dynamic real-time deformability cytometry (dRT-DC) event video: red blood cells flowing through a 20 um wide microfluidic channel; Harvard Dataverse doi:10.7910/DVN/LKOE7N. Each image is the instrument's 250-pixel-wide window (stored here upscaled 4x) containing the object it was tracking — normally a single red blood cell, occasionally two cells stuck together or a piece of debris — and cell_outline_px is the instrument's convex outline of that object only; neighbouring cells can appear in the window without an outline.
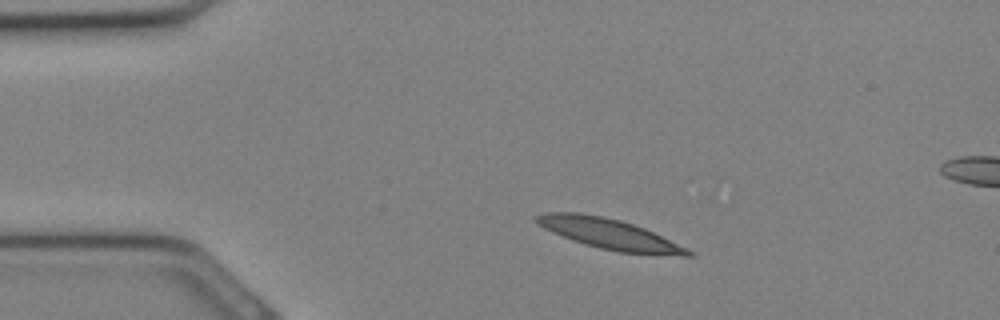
{"species": "Egyptian fruit bat (a non-hibernating species)", "species_latin": "Rousettus aegyptiacus", "temperature_condition": "cold", "stored_images_in_passage": 7, "camera_frame_rate_fps": 3000, "um_per_image_px": 0.085, "animal": {"sex": "female"}, "frame": {"image": 1, "passage_image": 3, "time_ms": 0.667, "image_size_px": [1000, 320], "cell_outline_px": [[696, 256], [680, 256], [620, 252], [600, 248], [584, 244], [572, 240], [552, 232], [544, 228], [532, 220], [532, 216], [544, 212], [580, 212], [620, 220], [644, 228], [688, 248]], "centroid_in_image_um": [51.76, 19.88], "position_along_channel_um": 33.2, "area_um2": 26.88}}